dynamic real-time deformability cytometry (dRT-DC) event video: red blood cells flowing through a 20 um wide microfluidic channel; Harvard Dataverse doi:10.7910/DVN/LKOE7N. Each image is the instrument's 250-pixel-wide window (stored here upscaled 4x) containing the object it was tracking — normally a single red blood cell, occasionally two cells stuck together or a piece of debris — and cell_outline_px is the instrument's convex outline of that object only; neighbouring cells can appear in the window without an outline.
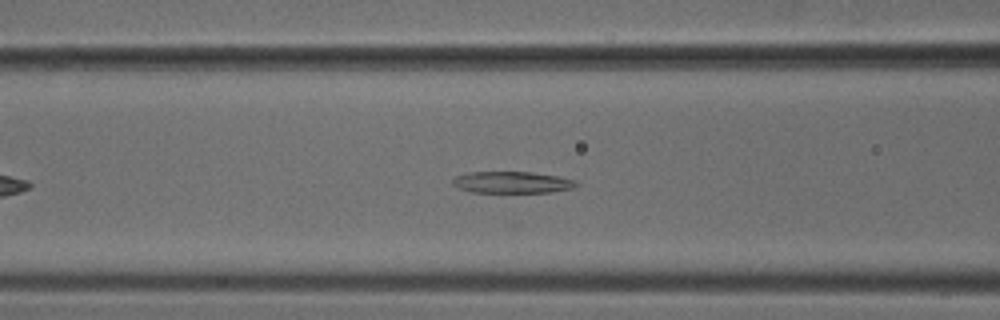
{"species": "common noctule bat (a hibernating species)", "species_latin": "Nyctalus noctula", "temperature_condition": "cold", "stored_images_in_passage": 42, "camera_frame_rate_fps": 3000, "um_per_image_px": 0.085, "animal": {"sex": "male", "body_mass_g": 18.8}, "frame": {"image": 1, "passage_image": 12, "time_ms": 3.667, "image_size_px": [1000, 320], "cell_outline_px": [[580, 184], [572, 188], [552, 192], [472, 192], [456, 188], [452, 184], [452, 180], [456, 176], [468, 172], [532, 172], [556, 176], [576, 180]], "centroid_in_image_um": [43.51, 15.5], "position_along_channel_um": 123.1, "area_um2": 15.61}}
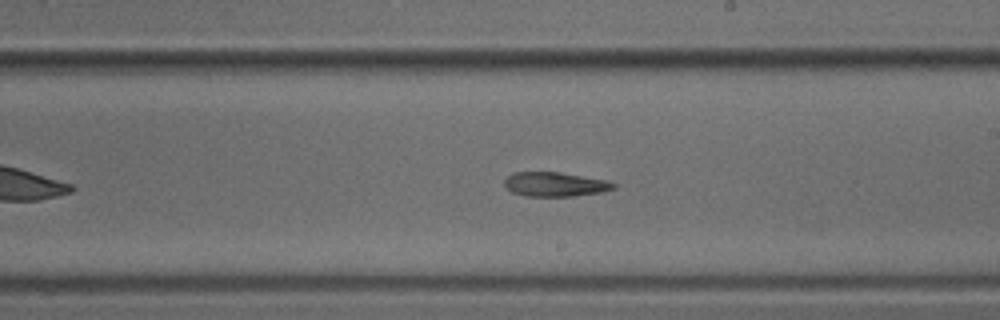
{"frame": {"image": 2, "passage_image": 21, "time_ms": 6.667, "image_size_px": [1000, 320], "cell_outline_px": [[616, 188], [600, 192], [572, 196], [524, 196], [512, 192], [504, 184], [504, 180], [512, 172], [560, 172], [608, 180], [616, 184]], "centroid_in_image_um": [47.18, 15.66], "position_along_channel_um": 241.8, "area_um2": 15.49}}
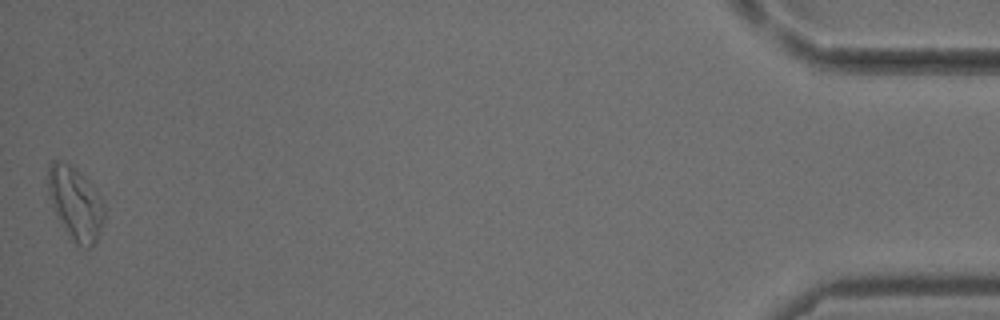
{"frame": {"image": 3, "passage_image": 42, "time_ms": 13.667, "image_size_px": [1000, 320], "cell_outline_px": [[104, 220], [96, 240], [88, 248], [84, 248], [76, 244], [72, 240], [56, 216], [48, 196], [48, 164], [52, 160], [60, 160], [68, 164], [84, 176], [96, 192], [104, 204]], "centroid_in_image_um": [6.38, 17.28], "position_along_channel_um": 428.8, "area_um2": 23.7}}